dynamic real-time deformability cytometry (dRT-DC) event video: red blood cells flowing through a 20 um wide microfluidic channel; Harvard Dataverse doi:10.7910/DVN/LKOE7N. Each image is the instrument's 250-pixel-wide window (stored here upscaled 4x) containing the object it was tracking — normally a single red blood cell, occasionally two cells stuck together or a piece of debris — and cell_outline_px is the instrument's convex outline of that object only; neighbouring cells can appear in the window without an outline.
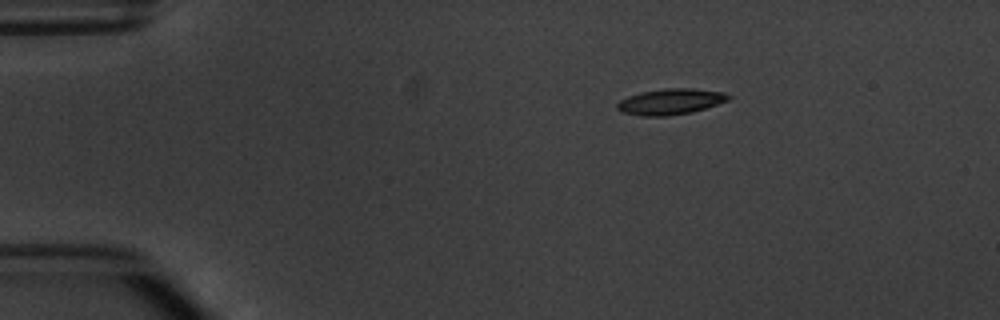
{"species": "common noctule bat (a hibernating species)", "species_latin": "Nyctalus noctula", "temperature_condition": "warm", "stored_images_in_passage": 3, "camera_frame_rate_fps": 3000, "um_per_image_px": 0.085, "animal": {"sex": "male", "body_mass_g": 20.1, "forearm_length_mm": 53.5}, "frame": {"image": 1, "passage_image": 1, "time_ms": 0.0, "image_size_px": [1000, 320], "cell_outline_px": [[732, 96], [728, 100], [692, 112], [668, 116], [644, 116], [624, 112], [616, 108], [616, 104], [620, 100], [628, 96], [644, 92], [664, 88], [692, 88], [724, 92]], "centroid_in_image_um": [57.0, 8.63], "position_along_channel_um": 28.0, "area_um2": 16.59}}